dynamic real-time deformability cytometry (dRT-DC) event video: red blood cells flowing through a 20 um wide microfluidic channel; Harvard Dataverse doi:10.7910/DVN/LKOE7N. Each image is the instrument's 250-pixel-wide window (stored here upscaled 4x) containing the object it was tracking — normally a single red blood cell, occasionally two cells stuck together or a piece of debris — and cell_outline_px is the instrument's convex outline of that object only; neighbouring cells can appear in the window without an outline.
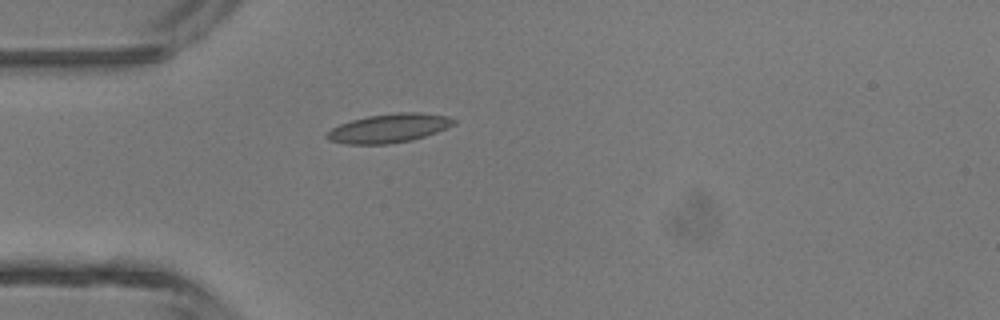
{"species": "common noctule bat (a hibernating species)", "species_latin": "Nyctalus noctula", "temperature_condition": "room temperature", "stored_images_in_passage": 2, "camera_frame_rate_fps": 3000, "um_per_image_px": 0.085, "animal": {"sex": "male", "body_mass_g": 13.3}, "frame": {"image": 1, "passage_image": 2, "time_ms": 0.333, "image_size_px": [1000, 320], "cell_outline_px": [[456, 124], [436, 132], [412, 140], [388, 144], [344, 144], [328, 140], [324, 136], [332, 128], [340, 124], [352, 120], [368, 116], [396, 112], [420, 112], [448, 116], [456, 120]], "centroid_in_image_um": [33.06, 10.9], "position_along_channel_um": 51.9, "area_um2": 21.39}}